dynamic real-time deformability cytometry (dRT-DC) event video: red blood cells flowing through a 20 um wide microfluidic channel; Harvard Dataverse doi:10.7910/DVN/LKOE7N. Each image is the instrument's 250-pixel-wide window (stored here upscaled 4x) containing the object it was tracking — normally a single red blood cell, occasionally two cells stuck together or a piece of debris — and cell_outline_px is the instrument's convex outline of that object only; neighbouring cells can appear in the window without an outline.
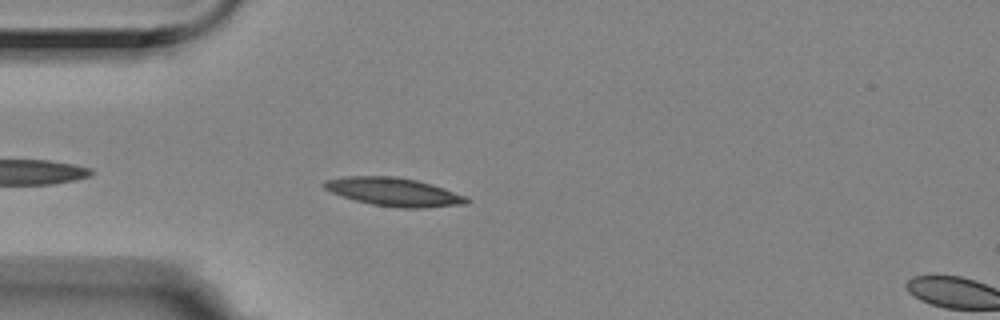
{"species": "Egyptian fruit bat (a non-hibernating species)", "species_latin": "Rousettus aegyptiacus", "temperature_condition": "room temperature", "stored_images_in_passage": 5, "segment_of_instrument_passage": [1, 2], "camera_frame_rate_fps": 3000, "um_per_image_px": 0.085, "animal": {"sex": "female"}, "frame": {"image": 1, "passage_image": 4, "time_ms": 1.0, "image_size_px": [1000, 320], "cell_outline_px": [[472, 200], [468, 204], [424, 208], [400, 208], [372, 204], [356, 200], [332, 192], [324, 188], [320, 184], [324, 180], [348, 176], [396, 176], [416, 180], [432, 184], [444, 188], [464, 196]], "centroid_in_image_um": [33.5, 16.31], "position_along_channel_um": 51.5, "area_um2": 23.52}}